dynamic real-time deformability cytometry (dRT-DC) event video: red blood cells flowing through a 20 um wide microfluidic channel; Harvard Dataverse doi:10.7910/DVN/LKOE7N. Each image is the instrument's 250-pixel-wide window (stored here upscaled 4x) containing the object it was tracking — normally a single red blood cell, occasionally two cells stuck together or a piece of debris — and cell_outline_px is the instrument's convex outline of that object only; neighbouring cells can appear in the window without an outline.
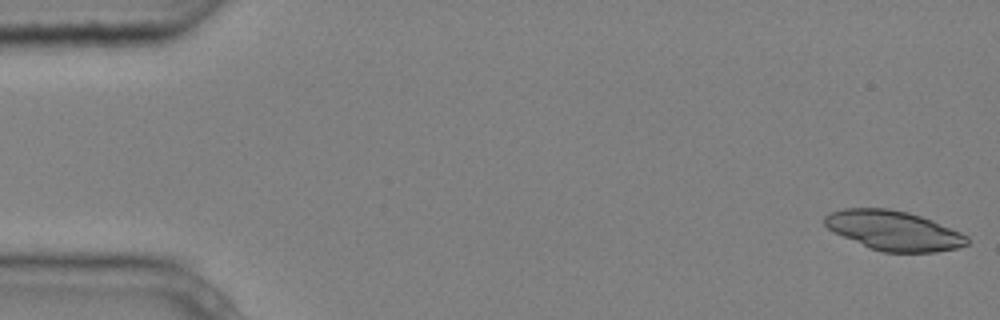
{"species": "common noctule bat (a hibernating species)", "species_latin": "Nyctalus noctula", "temperature_condition": "cold", "stored_images_in_passage": 4, "camera_frame_rate_fps": 3000, "um_per_image_px": 0.085, "animal": {"sex": "male", "body_mass_g": 20.4}, "frame": {"image": 1, "passage_image": 1, "time_ms": 0.0, "image_size_px": [1000, 320], "cell_outline_px": [[968, 244], [956, 248], [936, 252], [884, 252], [872, 248], [844, 236], [828, 228], [824, 224], [824, 216], [828, 212], [844, 208], [888, 208], [908, 212], [932, 220], [960, 232], [968, 236]], "centroid_in_image_um": [75.97, 19.58], "position_along_channel_um": 9.0, "area_um2": 32.48}}